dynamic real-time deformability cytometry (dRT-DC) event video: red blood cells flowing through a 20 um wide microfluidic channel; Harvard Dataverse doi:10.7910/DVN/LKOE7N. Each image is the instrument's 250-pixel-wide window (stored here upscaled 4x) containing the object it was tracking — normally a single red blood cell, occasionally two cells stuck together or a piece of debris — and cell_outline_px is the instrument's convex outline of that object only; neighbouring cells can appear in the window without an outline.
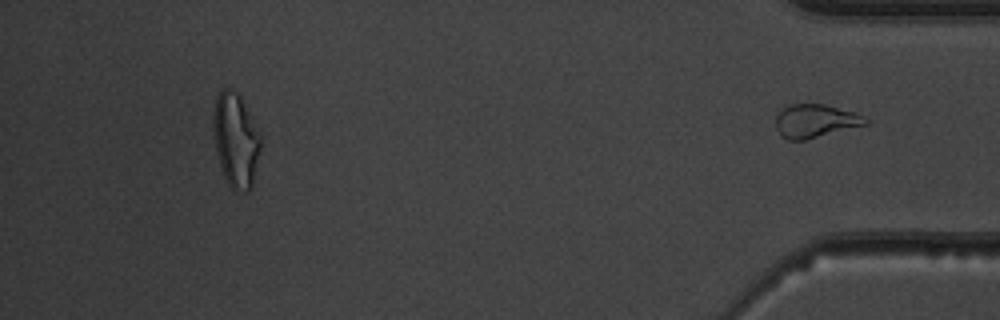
{"species": "common noctule bat (a hibernating species)", "species_latin": "Nyctalus noctula", "temperature_condition": "warm", "stored_images_in_passage": 49, "segment_of_instrument_passage": [2, 2], "camera_frame_rate_fps": 3000, "um_per_image_px": 0.085, "animal": {"sex": "male", "body_mass_g": 19.5, "forearm_length_mm": 54.6}, "frame": {"image": 1, "passage_image": 49, "time_ms": 16.0, "image_size_px": [1000, 320], "cell_outline_px": [[868, 124], [804, 140], [788, 140], [776, 128], [776, 116], [784, 108], [792, 104], [824, 104], [852, 112], [864, 116], [868, 120]], "centroid_in_image_um": [69.31, 10.28], "position_along_channel_um": 365.9, "area_um2": 17.05}}